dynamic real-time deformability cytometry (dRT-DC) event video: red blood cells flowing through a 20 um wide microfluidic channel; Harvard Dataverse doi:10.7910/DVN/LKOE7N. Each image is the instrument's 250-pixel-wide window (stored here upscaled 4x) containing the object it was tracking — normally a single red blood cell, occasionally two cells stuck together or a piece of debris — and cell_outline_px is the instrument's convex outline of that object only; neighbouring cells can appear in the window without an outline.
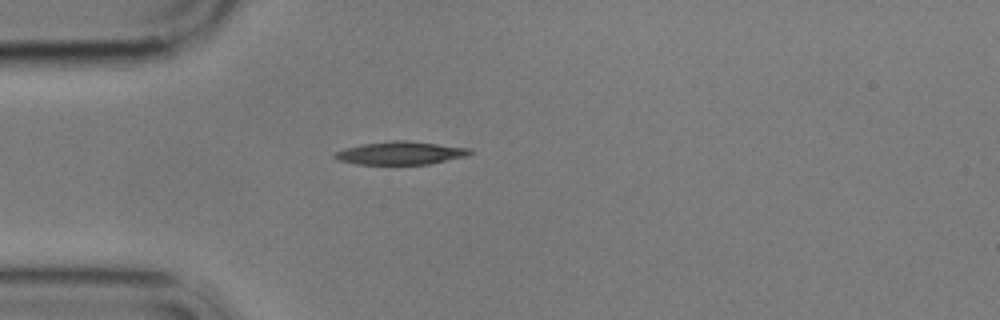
{"species": "common noctule bat (a hibernating species)", "species_latin": "Nyctalus noctula", "temperature_condition": "cold", "stored_images_in_passage": 1, "camera_frame_rate_fps": 3000, "um_per_image_px": 0.085, "animal": {"sex": "male", "body_mass_g": 17.9}, "frame": {"image": 1, "passage_image": 1, "time_ms": 0.0, "image_size_px": [1000, 320], "cell_outline_px": [[472, 152], [468, 156], [428, 164], [356, 164], [336, 160], [332, 156], [336, 152], [344, 148], [360, 144], [392, 140], [408, 140], [468, 148]], "centroid_in_image_um": [33.99, 13.0], "position_along_channel_um": 51.0, "area_um2": 18.21}}